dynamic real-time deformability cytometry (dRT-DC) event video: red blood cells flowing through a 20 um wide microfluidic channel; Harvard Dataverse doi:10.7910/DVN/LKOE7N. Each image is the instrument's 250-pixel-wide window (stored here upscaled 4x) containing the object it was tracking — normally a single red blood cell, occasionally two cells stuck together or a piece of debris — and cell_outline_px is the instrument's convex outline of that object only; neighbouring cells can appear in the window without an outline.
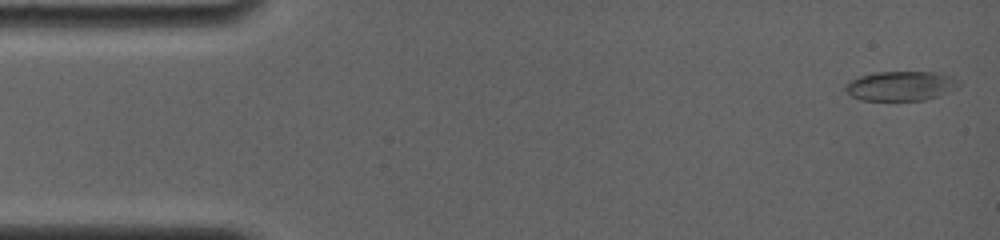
{"species": "common noctule bat (a hibernating species)", "species_latin": "Nyctalus noctula", "temperature_condition": "room temperature", "stored_images_in_passage": 40, "camera_frame_rate_fps": 4000, "um_per_image_px": 0.085, "animal": {"sex": "female", "body_mass_g": 19.0, "forearm_length_mm": 56.7}, "frame": {"image": 1, "passage_image": 1, "time_ms": 0.0, "image_size_px": [1000, 240], "cell_outline_px": [[960, 88], [924, 100], [860, 100], [852, 96], [844, 88], [844, 84], [848, 80], [860, 76], [876, 72], [936, 72], [960, 80]], "centroid_in_image_um": [76.56, 7.3], "position_along_channel_um": 8.4, "area_um2": 19.59}}
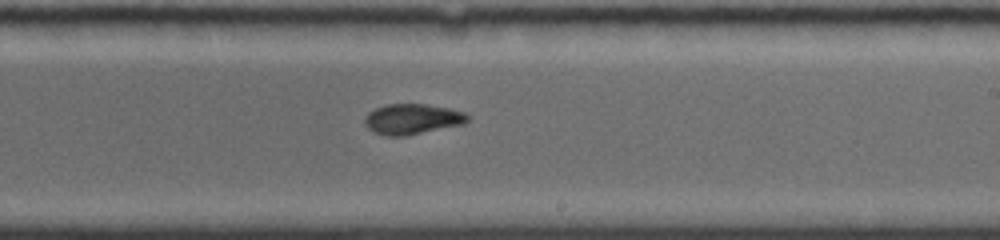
{"frame": {"image": 2, "passage_image": 24, "time_ms": 9.5, "image_size_px": [1000, 240], "cell_outline_px": [[468, 120], [464, 124], [404, 136], [384, 136], [372, 132], [364, 124], [364, 116], [368, 112], [376, 108], [388, 104], [424, 104], [448, 108], [464, 112], [468, 116]], "centroid_in_image_um": [34.99, 10.13], "position_along_channel_um": 254.0, "area_um2": 18.26}}
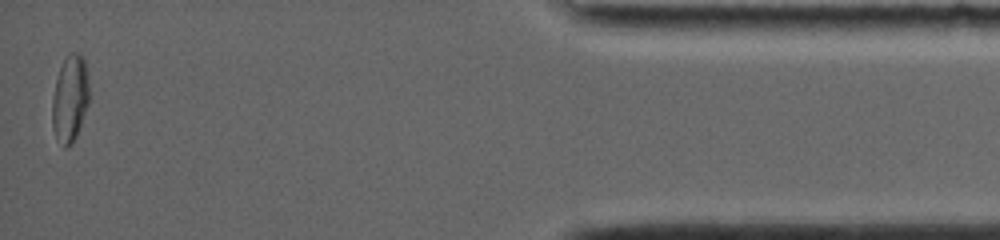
{"frame": {"image": 3, "passage_image": 40, "time_ms": 15.75, "image_size_px": [1000, 240], "cell_outline_px": [[88, 104], [76, 136], [64, 148], [56, 140], [52, 124], [52, 100], [56, 80], [60, 68], [68, 52], [76, 52], [84, 60], [88, 84]], "centroid_in_image_um": [5.92, 8.39], "position_along_channel_um": 429.3, "area_um2": 18.32}, "authors_computed_cell_mechanics": {"area_um2": 18.3226, "velocity_mm_per_s": 3.8177, "shape_relaxation_time_tau1_ms": 8.5365, "shape_relaxation_time_tau2_ms": 3.5045, "deformation_change_tau1": 0.1568, "deformation_change_tau2": 0.0627}}